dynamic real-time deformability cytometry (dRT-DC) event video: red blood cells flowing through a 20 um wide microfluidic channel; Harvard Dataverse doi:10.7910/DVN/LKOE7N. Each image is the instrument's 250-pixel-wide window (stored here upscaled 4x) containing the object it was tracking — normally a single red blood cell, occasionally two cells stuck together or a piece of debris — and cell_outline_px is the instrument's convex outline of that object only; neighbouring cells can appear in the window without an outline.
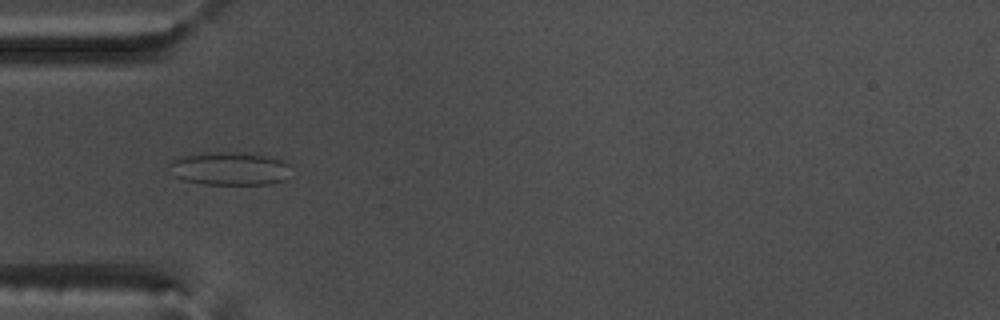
{"species": "common noctule bat (a hibernating species)", "species_latin": "Nyctalus noctula", "temperature_condition": "warm", "stored_images_in_passage": 7, "camera_frame_rate_fps": 3000, "um_per_image_px": 0.085, "animal": {"sex": "male", "body_mass_g": 17.5, "forearm_length_mm": 52.3}, "frame": {"image": 1, "passage_image": 5, "time_ms": 1.333, "image_size_px": [1000, 320], "cell_outline_px": [[292, 176], [288, 180], [272, 184], [204, 184], [184, 180], [172, 176], [168, 164], [172, 160], [180, 156], [200, 152], [248, 152], [268, 156], [284, 160], [288, 164]], "centroid_in_image_um": [19.55, 14.32], "position_along_channel_um": 65.4, "area_um2": 24.33}}